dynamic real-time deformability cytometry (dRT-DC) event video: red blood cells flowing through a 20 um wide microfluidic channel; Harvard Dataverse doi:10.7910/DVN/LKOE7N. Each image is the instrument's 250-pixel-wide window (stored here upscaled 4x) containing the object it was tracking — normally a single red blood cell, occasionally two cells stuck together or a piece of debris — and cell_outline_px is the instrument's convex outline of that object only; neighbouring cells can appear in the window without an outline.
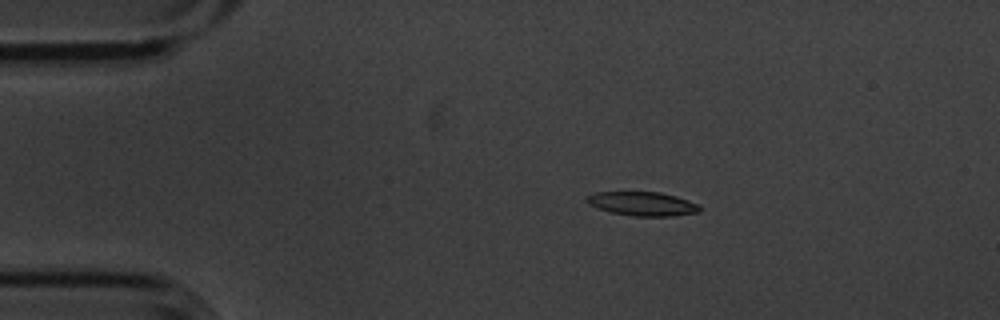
{"species": "common noctule bat (a hibernating species)", "species_latin": "Nyctalus noctula", "temperature_condition": "cold", "stored_images_in_passage": 5, "camera_frame_rate_fps": 3000, "um_per_image_px": 0.085, "animal": {"sex": "male", "body_mass_g": 20.1, "forearm_length_mm": 53.5}, "frame": {"image": 1, "passage_image": 3, "time_ms": 0.667, "image_size_px": [1000, 320], "cell_outline_px": [[700, 212], [672, 216], [636, 216], [612, 212], [596, 208], [588, 204], [584, 200], [584, 196], [596, 192], [660, 192], [676, 196], [688, 200], [696, 204], [700, 208]], "centroid_in_image_um": [54.55, 17.31], "position_along_channel_um": 30.4, "area_um2": 15.78}}
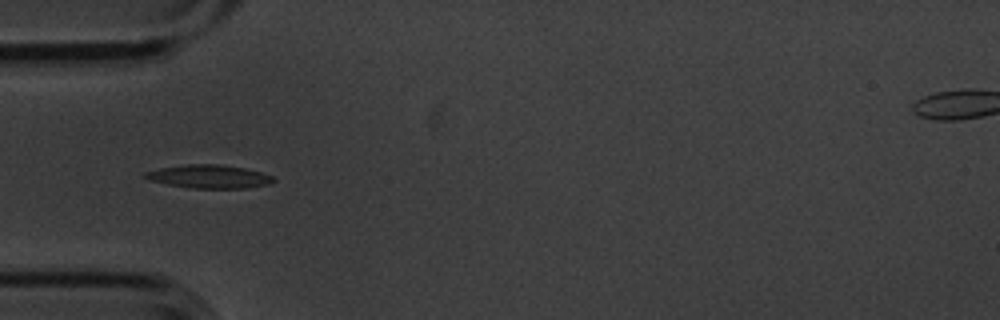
{"frame": {"image": 2, "passage_image": 5, "time_ms": 1.333, "image_size_px": [1000, 320], "cell_outline_px": [[276, 180], [268, 184], [248, 188], [192, 188], [168, 184], [148, 180], [140, 176], [144, 172], [160, 168], [188, 164], [216, 164], [244, 168], [260, 172], [272, 176]], "centroid_in_image_um": [17.73, 15.01], "position_along_channel_um": 67.3, "area_um2": 17.4}}